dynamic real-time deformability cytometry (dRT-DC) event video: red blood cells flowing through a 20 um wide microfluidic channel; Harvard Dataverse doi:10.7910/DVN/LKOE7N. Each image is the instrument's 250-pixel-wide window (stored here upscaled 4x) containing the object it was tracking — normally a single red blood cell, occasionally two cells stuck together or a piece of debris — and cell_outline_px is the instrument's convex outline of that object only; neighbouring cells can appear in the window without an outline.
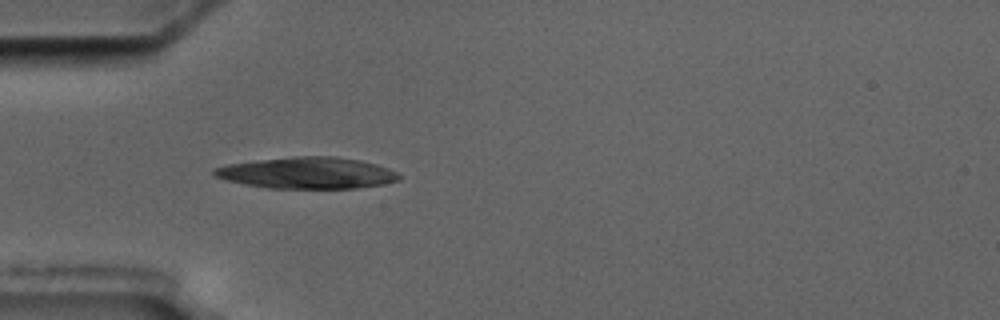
{"species": "common noctule bat (a hibernating species)", "species_latin": "Nyctalus noctula", "temperature_condition": "cold", "stored_images_in_passage": 5, "camera_frame_rate_fps": 3000, "um_per_image_px": 0.085, "animal": {"sex": "male", "body_mass_g": 17.5, "forearm_length_mm": 52.3}, "frame": {"image": 1, "passage_image": 5, "time_ms": 5.333, "image_size_px": [1000, 320], "cell_outline_px": [[400, 180], [384, 184], [356, 188], [268, 188], [244, 184], [212, 176], [212, 168], [228, 164], [296, 156], [336, 156], [360, 160], [376, 164], [388, 168], [396, 172], [400, 176]], "centroid_in_image_um": [26.12, 14.7], "position_along_channel_um": 58.9, "area_um2": 33.81}}